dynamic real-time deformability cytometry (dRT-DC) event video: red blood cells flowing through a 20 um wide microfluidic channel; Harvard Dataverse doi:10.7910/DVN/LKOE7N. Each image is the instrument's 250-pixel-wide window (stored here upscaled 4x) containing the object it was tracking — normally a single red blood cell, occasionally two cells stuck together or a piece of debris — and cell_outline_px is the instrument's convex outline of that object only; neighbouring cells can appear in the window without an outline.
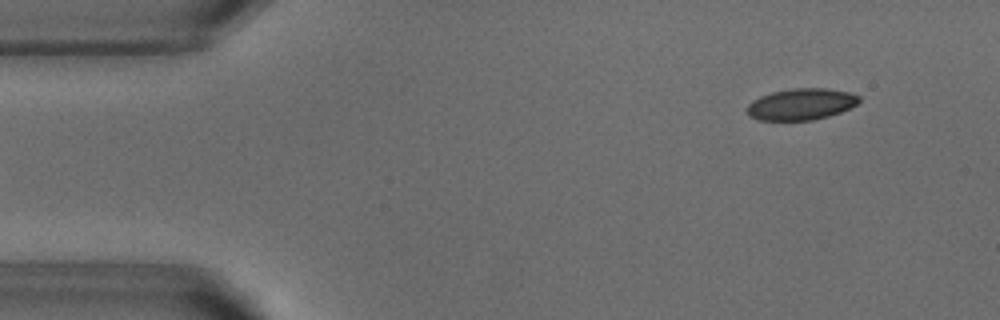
{"species": "common noctule bat (a hibernating species)", "species_latin": "Nyctalus noctula", "temperature_condition": "warm", "stored_images_in_passage": 48, "camera_frame_rate_fps": 3000, "um_per_image_px": 0.085, "animal": {"sex": "male", "body_mass_g": 18.8}, "frame": {"image": 1, "passage_image": 1, "time_ms": 0.0, "image_size_px": [1000, 320], "cell_outline_px": [[860, 100], [856, 104], [840, 112], [828, 116], [812, 120], [756, 120], [748, 116], [748, 104], [752, 100], [760, 96], [772, 92], [792, 88], [824, 88], [848, 92], [860, 96]], "centroid_in_image_um": [68.07, 8.86], "position_along_channel_um": 16.9, "area_um2": 20.46}}
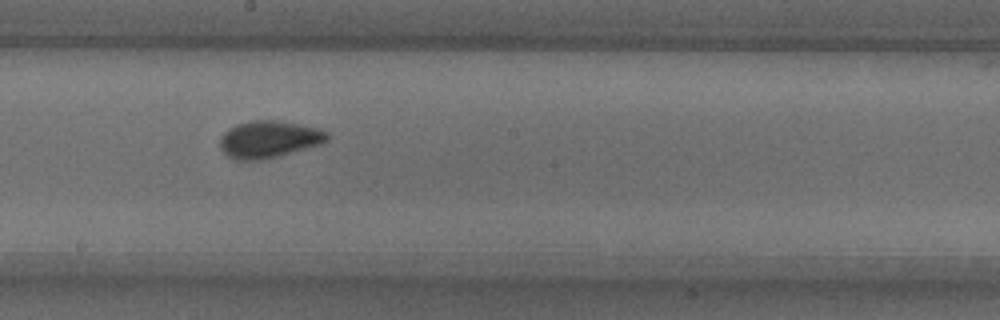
{"frame": {"image": 2, "passage_image": 24, "time_ms": 7.667, "image_size_px": [1000, 320], "cell_outline_px": [[332, 136], [328, 140], [320, 144], [280, 156], [260, 160], [236, 160], [228, 156], [220, 148], [220, 136], [228, 128], [236, 124], [248, 120], [280, 120], [320, 128], [328, 132]], "centroid_in_image_um": [22.88, 11.82], "position_along_channel_um": 225.3, "area_um2": 23.58}}
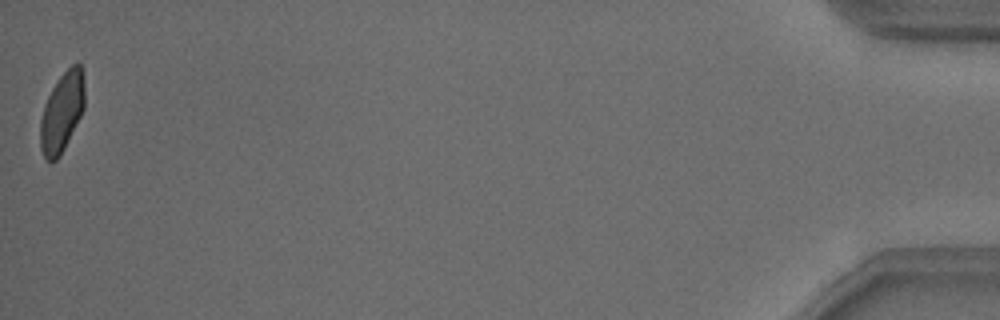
{"frame": {"image": 3, "passage_image": 48, "time_ms": 15.667, "image_size_px": [1000, 320], "cell_outline_px": [[84, 108], [60, 156], [56, 160], [48, 160], [44, 156], [40, 148], [40, 120], [44, 104], [52, 88], [60, 76], [72, 64], [80, 64], [84, 72]], "centroid_in_image_um": [5.26, 9.5], "position_along_channel_um": 429.9, "area_um2": 20.4}, "authors_computed_cell_mechanics": {"area_um2": 21.7039, "velocity_mm_per_s": 3.8173, "shape_relaxation_time_tau1_ms": 3.2521, "shape_relaxation_time_tau2_ms": 0.6, "deformation_change_tau1": 0.1296, "deformation_change_tau2": 0.0571}}